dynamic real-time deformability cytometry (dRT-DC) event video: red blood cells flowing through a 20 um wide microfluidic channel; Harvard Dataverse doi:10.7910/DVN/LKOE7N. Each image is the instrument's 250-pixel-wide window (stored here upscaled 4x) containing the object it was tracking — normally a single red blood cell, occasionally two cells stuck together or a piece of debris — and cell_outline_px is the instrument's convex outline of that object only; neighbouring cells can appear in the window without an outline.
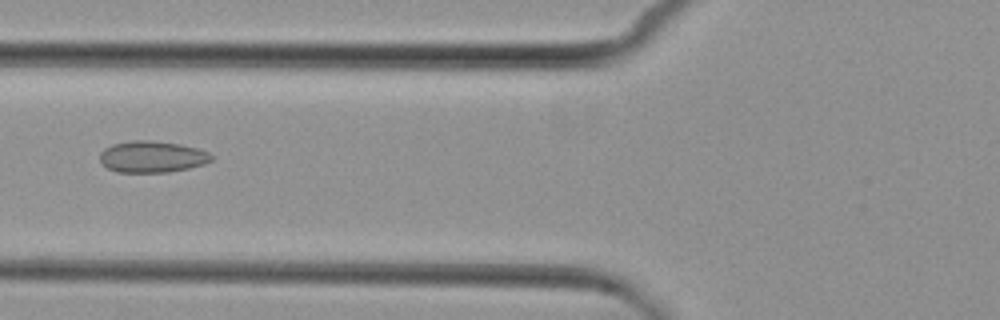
{"species": "common noctule bat (a hibernating species)", "species_latin": "Nyctalus noctula", "temperature_condition": "cold", "stored_images_in_passage": 6, "camera_frame_rate_fps": 3000, "um_per_image_px": 0.085, "animal": {"sex": "female", "body_mass_g": 29.2, "forearm_length_mm": 56.3}, "frame": {"image": 1, "passage_image": 6, "time_ms": 6.667, "image_size_px": [1000, 320], "cell_outline_px": [[212, 160], [204, 164], [188, 168], [168, 172], [116, 172], [108, 168], [100, 160], [100, 152], [104, 148], [112, 144], [132, 140], [148, 140], [180, 144], [196, 148], [208, 152], [212, 156]], "centroid_in_image_um": [12.91, 13.32], "position_along_channel_um": 112.9, "area_um2": 20.4}}